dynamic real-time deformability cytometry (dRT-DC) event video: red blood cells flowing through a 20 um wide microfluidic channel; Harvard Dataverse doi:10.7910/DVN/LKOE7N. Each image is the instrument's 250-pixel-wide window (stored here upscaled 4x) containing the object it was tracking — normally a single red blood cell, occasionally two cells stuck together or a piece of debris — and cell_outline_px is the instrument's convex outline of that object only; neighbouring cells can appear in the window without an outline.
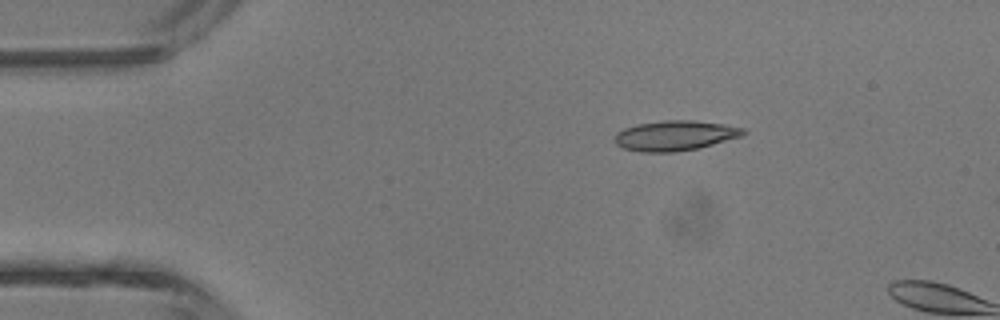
{"species": "common noctule bat (a hibernating species)", "species_latin": "Nyctalus noctula", "temperature_condition": "room temperature", "stored_images_in_passage": 3, "camera_frame_rate_fps": 3000, "um_per_image_px": 0.085, "animal": {"sex": "male", "body_mass_g": 13.3}, "frame": {"image": 1, "passage_image": 2, "time_ms": 1.333, "image_size_px": [1000, 320], "cell_outline_px": [[748, 132], [744, 136], [700, 148], [676, 152], [640, 152], [624, 148], [616, 144], [612, 140], [616, 132], [624, 128], [636, 124], [664, 120], [696, 120], [724, 124], [744, 128]], "centroid_in_image_um": [57.4, 11.52], "position_along_channel_um": 27.6, "area_um2": 23.0}}